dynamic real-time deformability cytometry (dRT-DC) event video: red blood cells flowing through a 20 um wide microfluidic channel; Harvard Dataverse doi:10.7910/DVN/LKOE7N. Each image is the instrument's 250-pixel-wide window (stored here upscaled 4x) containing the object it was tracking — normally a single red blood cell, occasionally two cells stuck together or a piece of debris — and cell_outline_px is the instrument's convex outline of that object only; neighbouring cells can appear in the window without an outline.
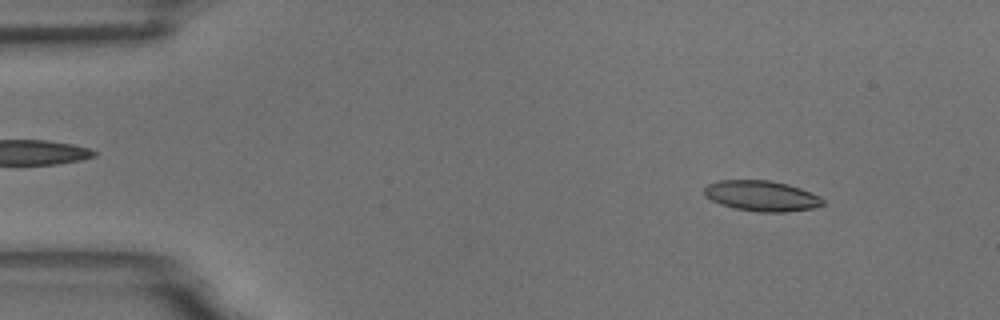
{"species": "common noctule bat (a hibernating species)", "species_latin": "Nyctalus noctula", "temperature_condition": "room temperature", "stored_images_in_passage": 54, "camera_frame_rate_fps": 3000, "um_per_image_px": 0.085, "animal": {"sex": "male", "body_mass_g": 18.8}, "frame": {"image": 1, "passage_image": 6, "time_ms": 1.667, "image_size_px": [1000, 320], "cell_outline_px": [[824, 204], [812, 208], [784, 212], [760, 212], [736, 208], [720, 204], [704, 196], [704, 188], [708, 184], [720, 180], [768, 180], [788, 184], [800, 188], [820, 196], [824, 200]], "centroid_in_image_um": [64.73, 16.64], "position_along_channel_um": 20.3, "area_um2": 20.98}}
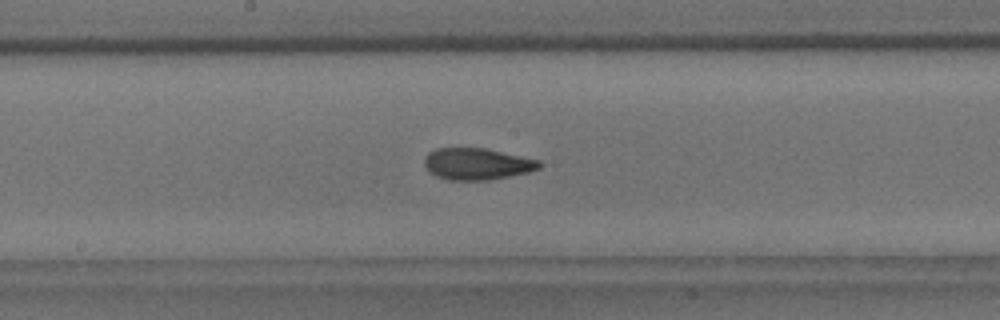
{"frame": {"image": 2, "passage_image": 28, "time_ms": 9.0, "image_size_px": [1000, 320], "cell_outline_px": [[544, 164], [540, 168], [528, 172], [488, 180], [448, 180], [436, 176], [428, 172], [424, 164], [424, 160], [428, 152], [436, 148], [484, 148], [540, 160]], "centroid_in_image_um": [40.54, 13.93], "position_along_channel_um": 207.7, "area_um2": 21.27}}
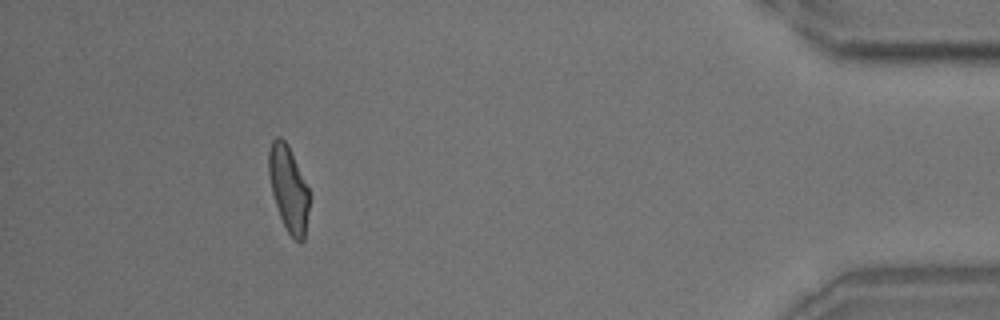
{"frame": {"image": 3, "passage_image": 49, "time_ms": 16.0, "image_size_px": [1000, 320], "cell_outline_px": [[308, 212], [304, 240], [300, 244], [288, 232], [280, 216], [272, 192], [268, 172], [268, 152], [272, 140], [276, 136], [280, 136], [288, 144], [308, 188]], "centroid_in_image_um": [24.51, 16.01], "position_along_channel_um": 410.7, "area_um2": 19.94}, "authors_computed_cell_mechanics": {"area_um2": 21.0103, "velocity_mm_per_s": 3.7296, "shape_relaxation_time_tau1_ms": 6.4059, "shape_relaxation_time_tau2_ms": 2.0106, "deformation_change_tau1": 0.1844, "deformation_change_tau2": 0.0911}}